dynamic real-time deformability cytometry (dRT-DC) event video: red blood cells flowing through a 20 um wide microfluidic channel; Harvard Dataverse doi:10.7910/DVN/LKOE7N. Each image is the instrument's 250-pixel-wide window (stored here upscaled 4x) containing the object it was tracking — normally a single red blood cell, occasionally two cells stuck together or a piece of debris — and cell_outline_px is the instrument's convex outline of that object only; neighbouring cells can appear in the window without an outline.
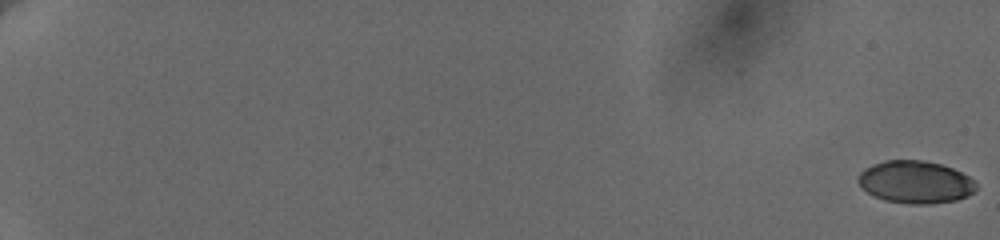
{"species": "human", "species_latin": "Homo sapiens", "temperature_condition": "cold", "stored_images_in_passage": 4, "segment_of_instrument_passage": [1, 2], "camera_frame_rate_fps": 3000, "um_per_image_px": 0.085, "donor": {"sex": "female"}, "frame": {"image": 1, "passage_image": 1, "time_ms": 0.0, "image_size_px": [1000, 240], "cell_outline_px": [[976, 188], [968, 196], [956, 200], [928, 204], [912, 204], [884, 200], [868, 192], [856, 180], [860, 172], [864, 168], [872, 164], [884, 160], [924, 160], [940, 164], [952, 168], [968, 176], [976, 184]], "centroid_in_image_um": [77.79, 15.46], "position_along_channel_um": 7.2, "area_um2": 29.07}}